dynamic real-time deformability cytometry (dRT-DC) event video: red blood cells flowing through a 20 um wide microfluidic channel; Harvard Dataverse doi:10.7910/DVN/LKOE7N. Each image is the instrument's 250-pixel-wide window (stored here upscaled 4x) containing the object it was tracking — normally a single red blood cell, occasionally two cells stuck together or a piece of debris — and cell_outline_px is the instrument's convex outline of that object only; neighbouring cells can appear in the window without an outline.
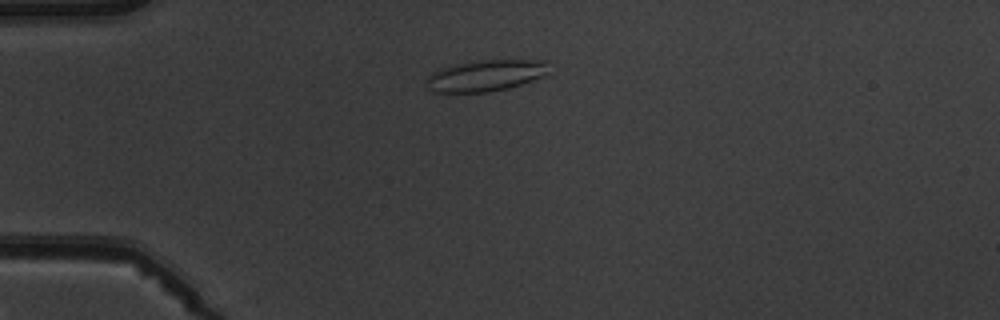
{"species": "common noctule bat (a hibernating species)", "species_latin": "Nyctalus noctula", "temperature_condition": "warm", "stored_images_in_passage": 4, "camera_frame_rate_fps": 3000, "um_per_image_px": 0.085, "animal": {"sex": "male", "body_mass_g": 19.5, "forearm_length_mm": 54.6}, "frame": {"image": 1, "passage_image": 2, "time_ms": 2.333, "image_size_px": [1000, 320], "cell_outline_px": [[548, 72], [544, 76], [508, 88], [488, 92], [432, 92], [424, 84], [424, 80], [432, 72], [440, 68], [452, 64], [472, 60], [548, 60]], "centroid_in_image_um": [41.22, 6.41], "position_along_channel_um": 43.8, "area_um2": 22.72}}
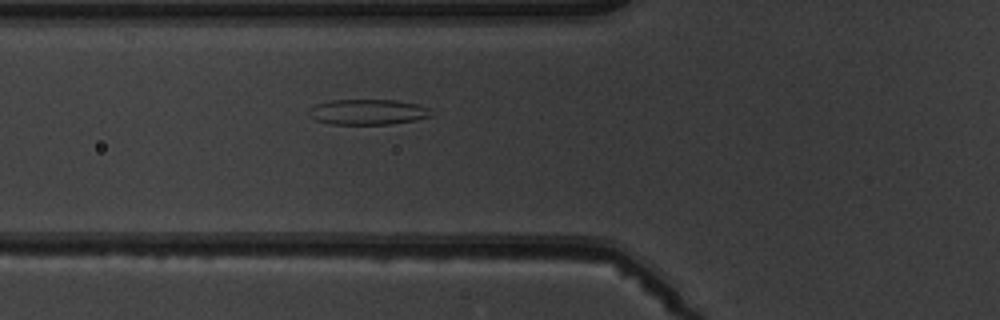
{"frame": {"image": 2, "passage_image": 4, "time_ms": 4.333, "image_size_px": [1000, 320], "cell_outline_px": [[432, 116], [416, 120], [388, 124], [328, 124], [316, 120], [308, 116], [308, 108], [316, 104], [332, 100], [396, 100], [416, 104], [428, 108]], "centroid_in_image_um": [31.21, 9.52], "position_along_channel_um": 94.6, "area_um2": 18.15}}